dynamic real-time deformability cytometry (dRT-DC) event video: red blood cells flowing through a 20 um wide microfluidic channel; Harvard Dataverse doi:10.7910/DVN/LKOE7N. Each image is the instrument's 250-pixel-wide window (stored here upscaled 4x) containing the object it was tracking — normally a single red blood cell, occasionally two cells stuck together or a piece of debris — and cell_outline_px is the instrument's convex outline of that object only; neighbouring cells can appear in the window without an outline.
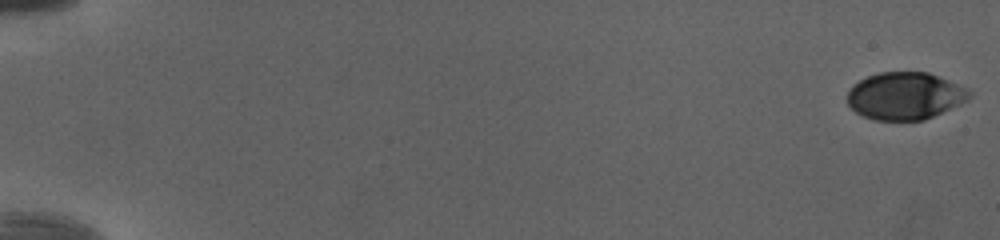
{"species": "human", "species_latin": "Homo sapiens", "temperature_condition": "cold", "stored_images_in_passage": 11, "camera_frame_rate_fps": 3000, "um_per_image_px": 0.085, "donor": {"sex": "female"}, "frame": {"image": 1, "passage_image": 1, "time_ms": 0.0, "image_size_px": [1000, 240], "cell_outline_px": [[972, 96], [968, 100], [960, 104], [924, 120], [872, 120], [856, 112], [848, 104], [848, 92], [852, 84], [868, 76], [880, 72], [928, 72], [940, 76], [968, 88], [972, 92]], "centroid_in_image_um": [76.95, 8.14], "position_along_channel_um": 8.0, "area_um2": 33.81}}